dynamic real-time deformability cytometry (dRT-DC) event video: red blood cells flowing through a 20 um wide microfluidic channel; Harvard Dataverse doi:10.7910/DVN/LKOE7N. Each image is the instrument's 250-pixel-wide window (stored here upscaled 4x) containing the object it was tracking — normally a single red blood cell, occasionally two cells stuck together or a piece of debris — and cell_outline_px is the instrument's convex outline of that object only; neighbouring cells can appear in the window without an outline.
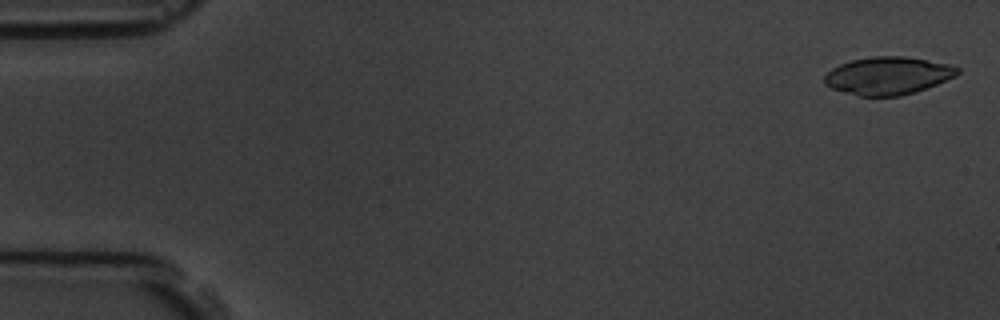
{"species": "common noctule bat (a hibernating species)", "species_latin": "Nyctalus noctula", "temperature_condition": "room temperature", "stored_images_in_passage": 5, "camera_frame_rate_fps": 3000, "um_per_image_px": 0.085, "animal": {"sex": "male", "body_mass_g": 19.5, "forearm_length_mm": 54.6}, "frame": {"image": 1, "passage_image": 1, "time_ms": 0.0, "image_size_px": [1000, 320], "cell_outline_px": [[960, 72], [956, 76], [936, 84], [900, 96], [860, 96], [844, 92], [832, 88], [824, 84], [824, 76], [832, 68], [840, 64], [852, 60], [872, 56], [904, 56], [948, 64], [960, 68]], "centroid_in_image_um": [75.46, 6.43], "position_along_channel_um": 9.5, "area_um2": 29.02}}